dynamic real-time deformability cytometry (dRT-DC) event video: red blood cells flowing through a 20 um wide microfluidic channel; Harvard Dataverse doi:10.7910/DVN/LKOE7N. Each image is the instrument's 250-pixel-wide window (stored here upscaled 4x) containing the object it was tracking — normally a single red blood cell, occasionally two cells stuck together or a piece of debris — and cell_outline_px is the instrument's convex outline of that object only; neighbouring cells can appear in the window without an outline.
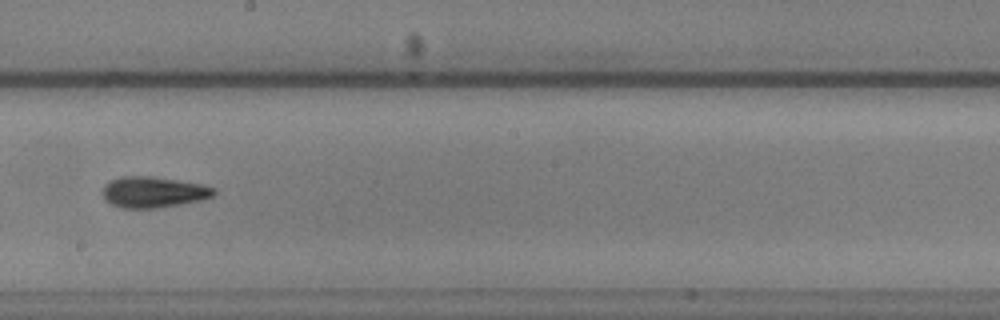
{"species": "common noctule bat (a hibernating species)", "species_latin": "Nyctalus noctula", "temperature_condition": "warm", "stored_images_in_passage": 39, "camera_frame_rate_fps": 3000, "um_per_image_px": 0.085, "animal": {"sex": "male", "body_mass_g": 20.5, "forearm_length_mm": 52.5}, "frame": {"image": 1, "passage_image": 17, "time_ms": 5.333, "image_size_px": [1000, 320], "cell_outline_px": [[216, 192], [212, 196], [200, 200], [180, 204], [156, 208], [120, 208], [112, 204], [100, 192], [104, 184], [108, 180], [120, 176], [152, 176], [200, 184], [216, 188]], "centroid_in_image_um": [12.99, 16.32], "position_along_channel_um": 235.2, "area_um2": 20.11}, "authors_computed_cell_mechanics": {"area_um2": 18.6116, "velocity_mm_per_s": 3.8934, "shape_relaxation_time_tau1_ms": 3.7478, "shape_relaxation_time_tau2_ms": 4.4215, "deformation_change_tau1": 0.171, "deformation_change_tau2": 0.1547}}